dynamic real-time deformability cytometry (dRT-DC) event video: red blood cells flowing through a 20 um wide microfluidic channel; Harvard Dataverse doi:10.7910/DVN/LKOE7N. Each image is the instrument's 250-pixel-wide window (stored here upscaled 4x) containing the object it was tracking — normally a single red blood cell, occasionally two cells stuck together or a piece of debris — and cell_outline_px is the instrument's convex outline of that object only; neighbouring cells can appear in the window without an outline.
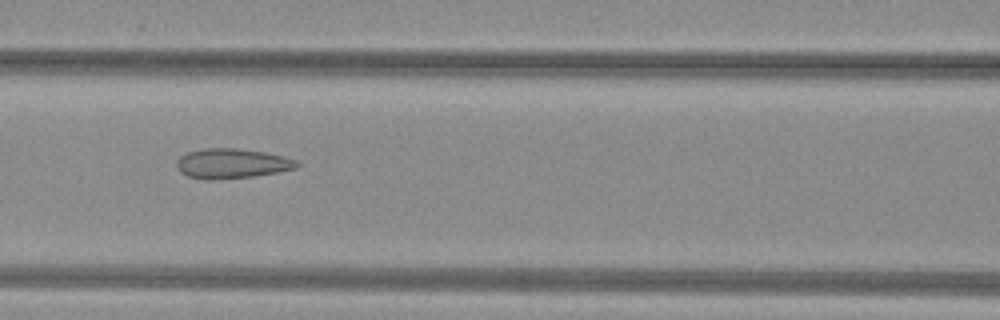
{"species": "common noctule bat (a hibernating species)", "species_latin": "Nyctalus noctula", "temperature_condition": "warm", "stored_images_in_passage": 34, "camera_frame_rate_fps": 3000, "um_per_image_px": 0.085, "animal": {"sex": "female", "body_mass_g": 29.2, "forearm_length_mm": 56.3}, "frame": {"image": 1, "passage_image": 6, "time_ms": 1.667, "image_size_px": [1000, 320], "cell_outline_px": [[300, 164], [296, 168], [276, 172], [252, 176], [208, 180], [188, 176], [180, 172], [176, 168], [176, 160], [180, 156], [188, 152], [204, 148], [236, 148], [264, 152], [284, 156], [296, 160]], "centroid_in_image_um": [19.67, 13.89], "position_along_channel_um": 146.9, "area_um2": 20.81}}
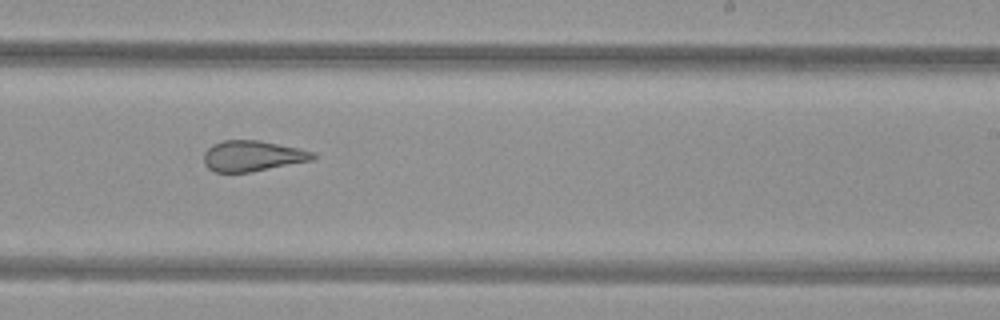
{"frame": {"image": 2, "passage_image": 15, "time_ms": 4.667, "image_size_px": [1000, 320], "cell_outline_px": [[316, 156], [312, 160], [252, 172], [216, 172], [208, 168], [204, 164], [204, 152], [212, 144], [224, 140], [260, 140], [300, 148], [316, 152]], "centroid_in_image_um": [21.47, 13.25], "position_along_channel_um": 267.5, "area_um2": 19.65}}